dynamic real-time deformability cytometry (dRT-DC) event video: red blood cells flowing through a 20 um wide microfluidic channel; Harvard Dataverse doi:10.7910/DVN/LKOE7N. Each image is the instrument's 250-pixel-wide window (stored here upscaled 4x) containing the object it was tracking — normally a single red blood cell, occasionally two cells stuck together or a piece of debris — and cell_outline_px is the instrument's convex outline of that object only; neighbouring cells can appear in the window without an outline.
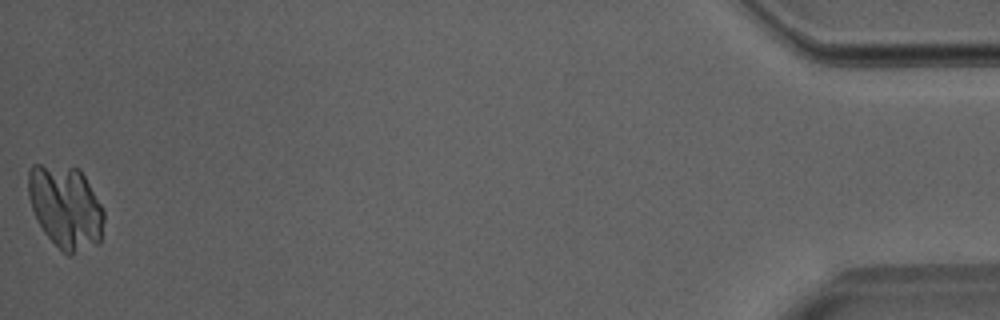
{"species": "Egyptian fruit bat (a non-hibernating species)", "species_latin": "Rousettus aegyptiacus", "temperature_condition": "room temperature", "stored_images_in_passage": 48, "camera_frame_rate_fps": 3000, "um_per_image_px": 0.085, "animal": {"sex": "male"}, "frame": {"image": 1, "passage_image": 48, "time_ms": 15.667, "image_size_px": [1000, 320], "cell_outline_px": [[104, 220], [100, 244], [72, 256], [68, 256], [44, 232], [36, 220], [28, 196], [28, 168], [32, 164], [40, 164], [80, 168], [104, 208]], "centroid_in_image_um": [5.6, 17.6], "position_along_channel_um": 429.6, "area_um2": 37.22}}